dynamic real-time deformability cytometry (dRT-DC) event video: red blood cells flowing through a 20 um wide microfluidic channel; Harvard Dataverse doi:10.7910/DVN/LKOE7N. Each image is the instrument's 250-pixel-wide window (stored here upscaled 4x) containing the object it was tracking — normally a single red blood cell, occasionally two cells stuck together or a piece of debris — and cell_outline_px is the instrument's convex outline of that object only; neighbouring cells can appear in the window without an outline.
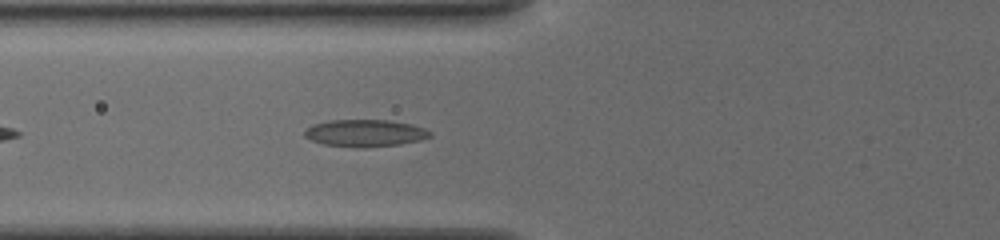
{"species": "common noctule bat (a hibernating species)", "species_latin": "Nyctalus noctula", "temperature_condition": "cold", "stored_images_in_passage": 34, "camera_frame_rate_fps": 3000, "um_per_image_px": 0.085, "animal": {"sex": "female", "body_mass_g": 19.5, "forearm_length_mm": 54.1}, "frame": {"image": 1, "passage_image": 6, "time_ms": 1.667, "image_size_px": [1000, 240], "cell_outline_px": [[432, 136], [420, 140], [400, 144], [364, 148], [356, 148], [324, 144], [312, 140], [304, 136], [304, 132], [312, 124], [332, 120], [388, 120], [412, 124], [424, 128], [432, 132]], "centroid_in_image_um": [31.05, 11.32], "position_along_channel_um": 94.7, "area_um2": 19.88}}
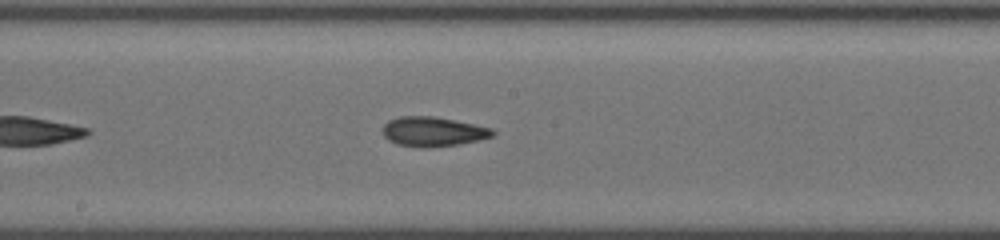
{"frame": {"image": 2, "passage_image": 15, "time_ms": 4.667, "image_size_px": [1000, 240], "cell_outline_px": [[496, 132], [492, 136], [480, 140], [456, 144], [428, 148], [420, 148], [396, 144], [388, 140], [384, 136], [384, 124], [388, 120], [400, 116], [436, 116], [492, 128]], "centroid_in_image_um": [36.79, 11.19], "position_along_channel_um": 211.4, "area_um2": 19.02}}
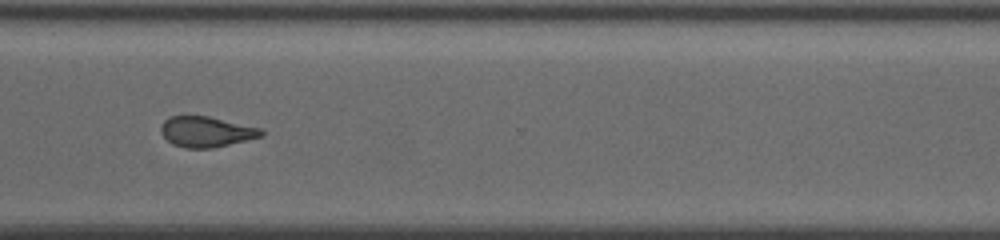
{"frame": {"image": 3, "passage_image": 26, "time_ms": 8.333, "image_size_px": [1000, 240], "cell_outline_px": [[264, 136], [212, 148], [184, 148], [172, 144], [160, 132], [160, 124], [168, 116], [208, 116], [260, 128], [264, 132]], "centroid_in_image_um": [17.5, 11.2], "position_along_channel_um": 353.1, "area_um2": 17.86}, "authors_computed_cell_mechanics": {"area_um2": 18.3226, "velocity_mm_per_s": 3.8739, "shape_relaxation_time_tau1_ms": null, "shape_relaxation_time_tau2_ms": 3.9935, "deformation_change_tau1": null, "deformation_change_tau2": 0.1192}}